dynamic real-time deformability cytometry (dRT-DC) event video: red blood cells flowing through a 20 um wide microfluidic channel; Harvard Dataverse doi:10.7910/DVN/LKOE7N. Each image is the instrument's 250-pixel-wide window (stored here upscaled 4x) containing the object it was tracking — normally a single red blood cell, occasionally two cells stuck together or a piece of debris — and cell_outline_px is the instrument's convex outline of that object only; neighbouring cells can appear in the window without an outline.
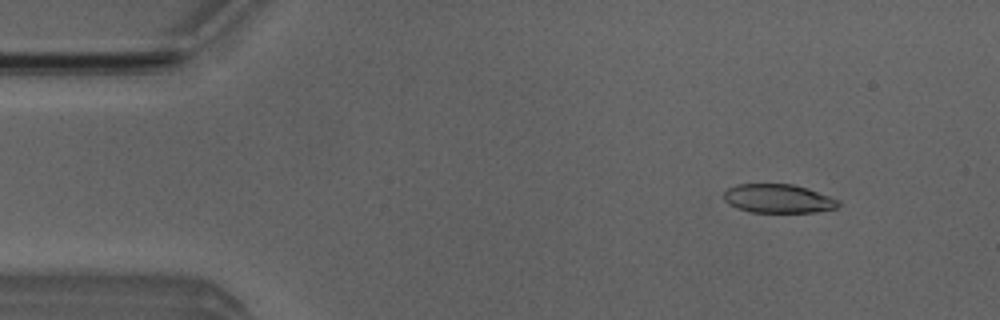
{"species": "Egyptian fruit bat (a non-hibernating species)", "species_latin": "Rousettus aegyptiacus", "temperature_condition": "room temperature", "stored_images_in_passage": 47, "camera_frame_rate_fps": 3000, "um_per_image_px": 0.085, "animal": {"sex": "male"}, "frame": {"image": 1, "passage_image": 4, "time_ms": 1.0, "image_size_px": [1000, 320], "cell_outline_px": [[840, 204], [836, 208], [812, 212], [752, 212], [728, 204], [724, 200], [724, 192], [728, 188], [740, 184], [792, 184], [808, 188], [840, 200]], "centroid_in_image_um": [66.17, 16.87], "position_along_channel_um": 18.8, "area_um2": 19.07}}
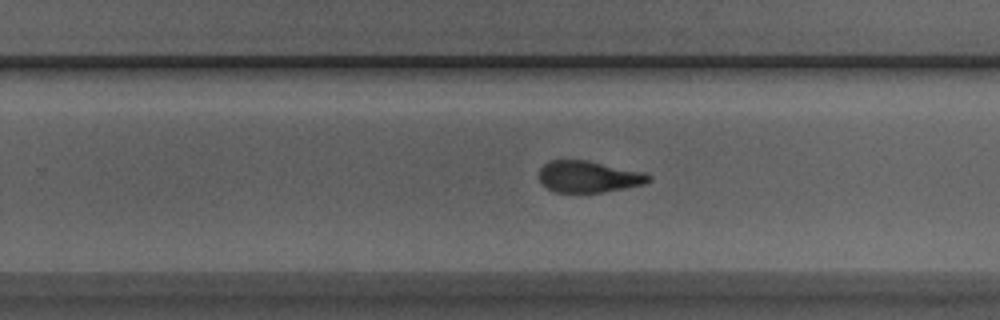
{"frame": {"image": 2, "passage_image": 30, "time_ms": 9.667, "image_size_px": [1000, 320], "cell_outline_px": [[652, 180], [644, 184], [604, 192], [556, 192], [540, 184], [540, 168], [548, 160], [588, 160], [644, 172], [652, 176]], "centroid_in_image_um": [50.04, 15.01], "position_along_channel_um": 279.8, "area_um2": 20.23}}
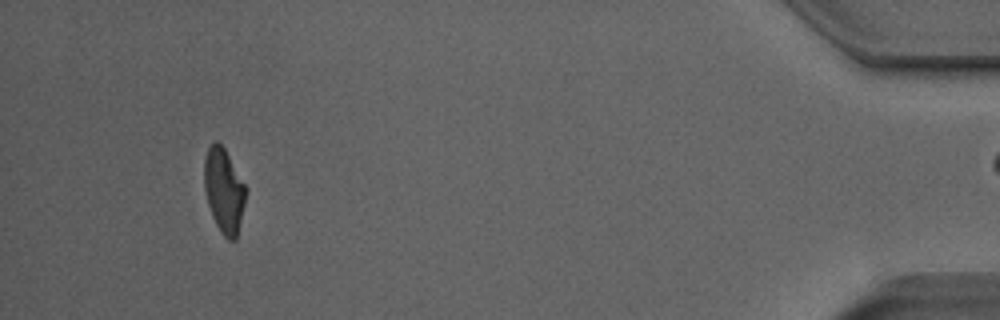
{"frame": {"image": 3, "passage_image": 46, "time_ms": 15.0, "image_size_px": [1000, 320], "cell_outline_px": [[244, 204], [236, 240], [228, 240], [224, 236], [216, 224], [212, 216], [208, 204], [204, 188], [204, 160], [208, 148], [216, 140], [224, 148], [244, 184]], "centroid_in_image_um": [19.0, 16.21], "position_along_channel_um": 416.2, "area_um2": 19.88}, "authors_computed_cell_mechanics": {"area_um2": 21.0392, "velocity_mm_per_s": 3.986, "shape_relaxation_time_tau1_ms": null, "shape_relaxation_time_tau2_ms": 1.7517, "deformation_change_tau1": null, "deformation_change_tau2": 0.0911}}